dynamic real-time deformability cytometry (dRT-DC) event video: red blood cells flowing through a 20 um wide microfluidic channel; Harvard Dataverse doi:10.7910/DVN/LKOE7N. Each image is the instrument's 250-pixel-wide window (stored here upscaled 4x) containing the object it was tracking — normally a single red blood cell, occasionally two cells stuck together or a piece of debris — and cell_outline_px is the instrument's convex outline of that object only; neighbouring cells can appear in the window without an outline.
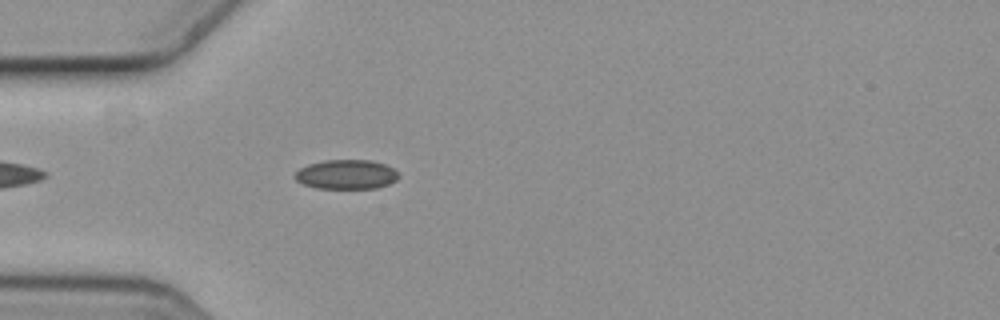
{"species": "common noctule bat (a hibernating species)", "species_latin": "Nyctalus noctula", "temperature_condition": "cold", "stored_images_in_passage": 1, "camera_frame_rate_fps": 3000, "um_per_image_px": 0.085, "animal": {"sex": "female", "body_mass_g": 19.3, "forearm_length_mm": 54.1}, "frame": {"image": 1, "passage_image": 1, "time_ms": 0.0, "image_size_px": [1000, 320], "cell_outline_px": [[400, 176], [396, 180], [388, 184], [376, 188], [316, 188], [304, 184], [296, 180], [292, 176], [300, 168], [308, 164], [324, 160], [372, 160], [388, 164]], "centroid_in_image_um": [29.44, 14.81], "position_along_channel_um": 55.6, "area_um2": 17.86}}